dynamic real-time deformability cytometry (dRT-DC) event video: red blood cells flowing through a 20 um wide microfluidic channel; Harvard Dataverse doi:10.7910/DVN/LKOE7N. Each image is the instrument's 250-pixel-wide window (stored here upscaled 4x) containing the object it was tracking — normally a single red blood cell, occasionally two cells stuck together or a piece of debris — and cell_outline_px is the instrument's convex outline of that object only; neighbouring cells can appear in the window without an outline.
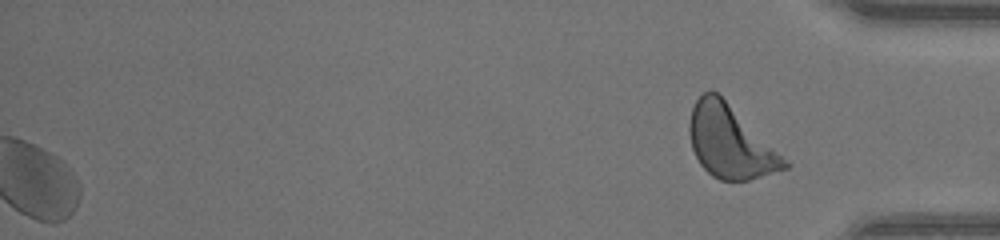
{"species": "human", "species_latin": "Homo sapiens", "temperature_condition": "warm", "stored_images_in_passage": 43, "segment_of_instrument_passage": [2, 2], "camera_frame_rate_fps": 3000, "um_per_image_px": 0.085, "donor": {"sex": "male"}, "frame": {"image": 1, "passage_image": 43, "time_ms": 14.0, "image_size_px": [1000, 240], "cell_outline_px": [[792, 164], [788, 168], [748, 180], [720, 180], [712, 176], [700, 164], [692, 148], [688, 132], [688, 124], [692, 108], [696, 100], [704, 92], [712, 88]], "centroid_in_image_um": [62.04, 12.07], "position_along_channel_um": 373.2, "area_um2": 39.65}}